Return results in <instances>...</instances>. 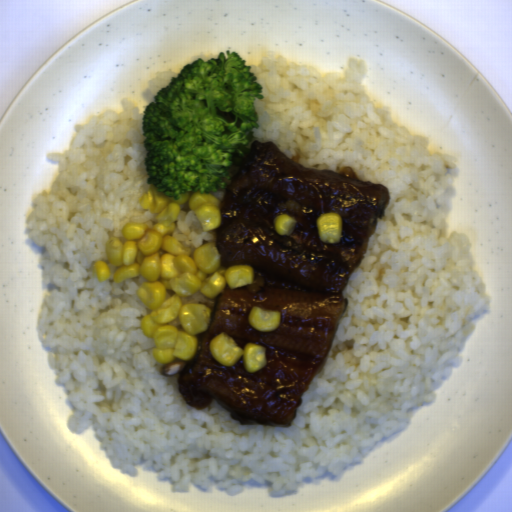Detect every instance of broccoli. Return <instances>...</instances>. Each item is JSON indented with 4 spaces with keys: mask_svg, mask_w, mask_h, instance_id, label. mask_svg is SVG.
<instances>
[{
    "mask_svg": "<svg viewBox=\"0 0 512 512\" xmlns=\"http://www.w3.org/2000/svg\"><path fill=\"white\" fill-rule=\"evenodd\" d=\"M247 59L222 51L196 59L147 104L141 129L147 183L177 201L183 192L228 189L259 129L264 100Z\"/></svg>",
    "mask_w": 512,
    "mask_h": 512,
    "instance_id": "broccoli-1",
    "label": "broccoli"
}]
</instances>
